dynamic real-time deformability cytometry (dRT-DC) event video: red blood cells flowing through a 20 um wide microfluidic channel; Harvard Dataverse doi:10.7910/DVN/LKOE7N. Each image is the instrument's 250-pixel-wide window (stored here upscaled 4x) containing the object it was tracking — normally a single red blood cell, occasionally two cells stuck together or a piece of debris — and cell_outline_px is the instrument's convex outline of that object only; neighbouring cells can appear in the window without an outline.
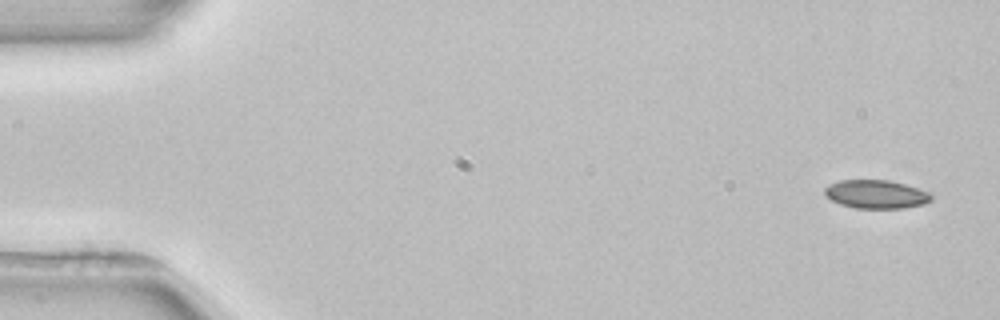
{"species": "common noctule bat (a hibernating species)", "species_latin": "Nyctalus noctula", "temperature_condition": "room temperature", "stored_images_in_passage": 4, "camera_frame_rate_fps": 3000, "um_per_image_px": 0.085, "animal": {"sex": "female", "body_mass_g": 22.7, "forearm_length_mm": 54.2}, "frame": {"image": 1, "passage_image": 1, "time_ms": 0.0, "image_size_px": [1000, 320], "cell_outline_px": [[932, 200], [924, 204], [904, 208], [856, 208], [840, 204], [824, 196], [824, 188], [828, 184], [840, 180], [888, 180], [904, 184], [928, 192], [932, 196]], "centroid_in_image_um": [74.43, 16.51], "position_along_channel_um": 10.6, "area_um2": 17.69}}
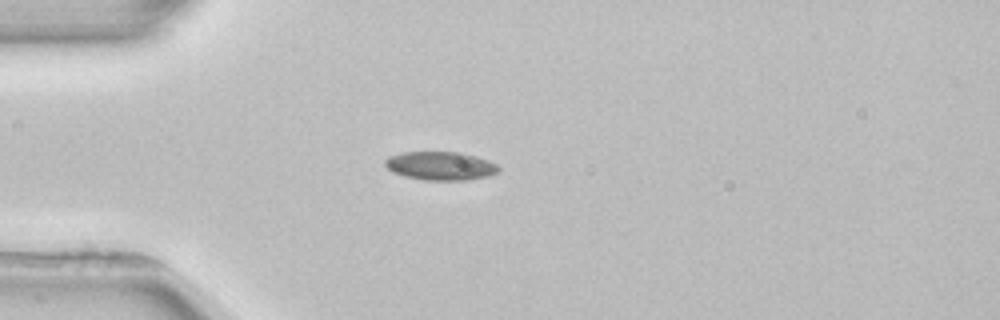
{"frame": {"image": 2, "passage_image": 4, "time_ms": 4.0, "image_size_px": [1000, 320], "cell_outline_px": [[500, 172], [488, 176], [464, 180], [424, 180], [404, 176], [392, 172], [384, 164], [384, 160], [388, 156], [404, 152], [460, 152], [476, 156], [488, 160], [496, 164], [500, 168]], "centroid_in_image_um": [37.44, 14.09], "position_along_channel_um": 47.6, "area_um2": 18.96}}